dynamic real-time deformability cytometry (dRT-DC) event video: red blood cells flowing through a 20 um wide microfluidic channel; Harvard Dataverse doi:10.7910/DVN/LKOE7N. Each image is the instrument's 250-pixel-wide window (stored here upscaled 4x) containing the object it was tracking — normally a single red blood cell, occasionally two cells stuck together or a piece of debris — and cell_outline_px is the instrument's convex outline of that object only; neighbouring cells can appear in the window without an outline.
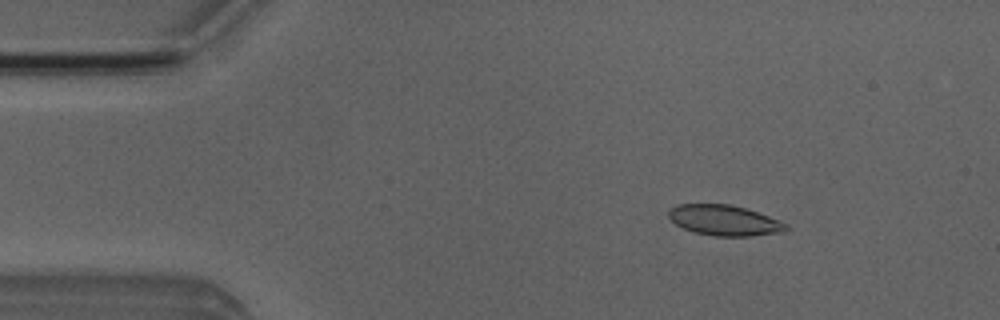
{"species": "Egyptian fruit bat (a non-hibernating species)", "species_latin": "Rousettus aegyptiacus", "temperature_condition": "room temperature", "stored_images_in_passage": 4, "camera_frame_rate_fps": 3000, "um_per_image_px": 0.085, "animal": {"sex": "male"}, "frame": {"image": 1, "passage_image": 2, "time_ms": 1.0, "image_size_px": [1000, 320], "cell_outline_px": [[788, 228], [784, 232], [752, 236], [716, 236], [692, 232], [676, 224], [668, 216], [668, 208], [676, 204], [728, 204], [744, 208], [780, 220], [788, 224]], "centroid_in_image_um": [61.56, 18.73], "position_along_channel_um": 23.4, "area_um2": 20.92}}
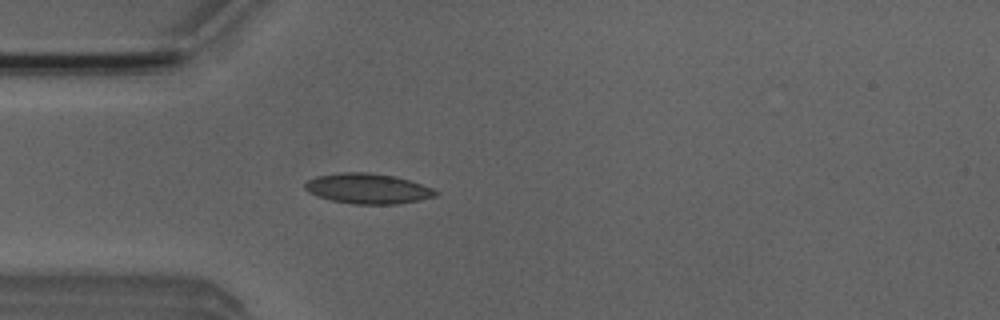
{"frame": {"image": 2, "passage_image": 4, "time_ms": 3.333, "image_size_px": [1000, 320], "cell_outline_px": [[440, 192], [436, 196], [420, 200], [396, 204], [352, 204], [332, 200], [316, 196], [308, 192], [304, 188], [304, 184], [308, 180], [316, 176], [340, 172], [368, 172], [396, 176], [432, 188]], "centroid_in_image_um": [31.25, 16.03], "position_along_channel_um": 53.8, "area_um2": 23.12}}